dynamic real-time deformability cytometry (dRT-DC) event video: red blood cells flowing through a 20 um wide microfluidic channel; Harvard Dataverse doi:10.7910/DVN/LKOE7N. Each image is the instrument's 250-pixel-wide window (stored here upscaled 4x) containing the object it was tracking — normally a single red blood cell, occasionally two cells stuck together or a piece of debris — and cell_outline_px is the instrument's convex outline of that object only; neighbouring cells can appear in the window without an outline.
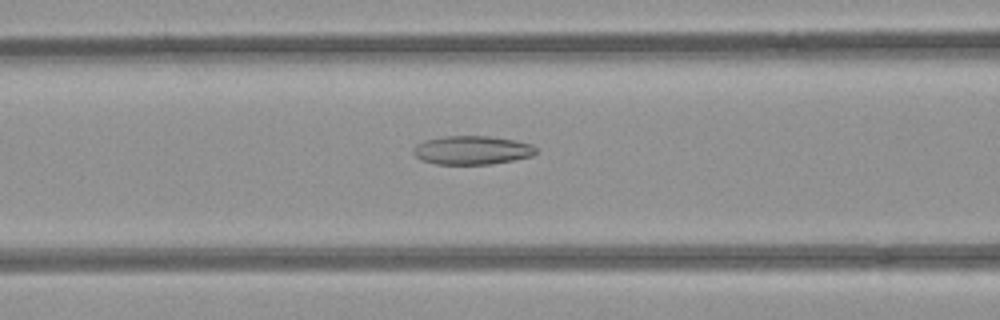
{"species": "common noctule bat (a hibernating species)", "species_latin": "Nyctalus noctula", "temperature_condition": "room temperature", "stored_images_in_passage": 47, "camera_frame_rate_fps": 3000, "um_per_image_px": 0.085, "animal": {"sex": "female", "body_mass_g": 21.9}, "frame": {"image": 1, "passage_image": 22, "time_ms": 7.0, "image_size_px": [1000, 320], "cell_outline_px": [[536, 152], [532, 156], [492, 164], [436, 164], [420, 160], [412, 152], [412, 148], [416, 144], [428, 140], [444, 136], [488, 136], [512, 140], [532, 144], [536, 148]], "centroid_in_image_um": [40.09, 12.77], "position_along_channel_um": 126.5, "area_um2": 20.4}}
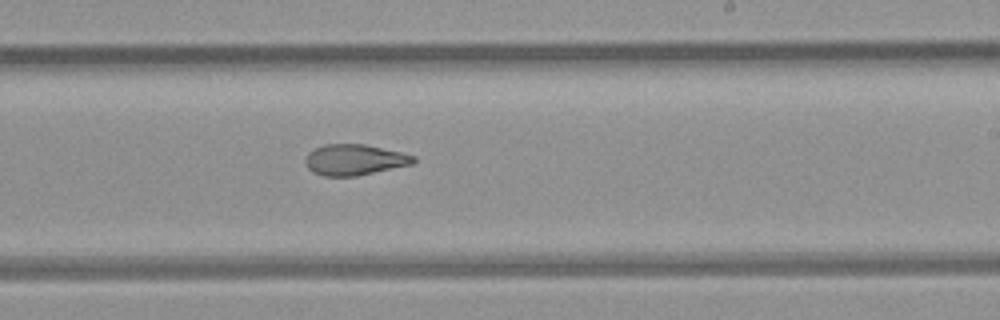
{"frame": {"image": 2, "passage_image": 32, "time_ms": 10.333, "image_size_px": [1000, 320], "cell_outline_px": [[416, 160], [412, 164], [356, 176], [324, 176], [312, 172], [308, 168], [304, 160], [308, 152], [324, 144], [364, 144], [400, 152], [416, 156]], "centroid_in_image_um": [30.11, 13.58], "position_along_channel_um": 258.9, "area_um2": 19.36}}
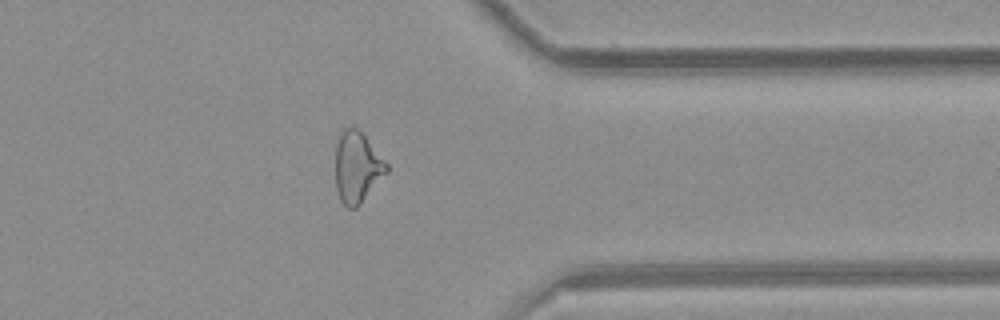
{"frame": {"image": 3, "passage_image": 42, "time_ms": 13.667, "image_size_px": [1000, 320], "cell_outline_px": [[388, 172], [360, 204], [356, 208], [348, 208], [340, 200], [336, 188], [336, 144], [340, 132], [344, 128], [356, 128], [364, 136], [388, 164]], "centroid_in_image_um": [30.35, 14.24], "position_along_channel_um": 381.1, "area_um2": 20.92}}